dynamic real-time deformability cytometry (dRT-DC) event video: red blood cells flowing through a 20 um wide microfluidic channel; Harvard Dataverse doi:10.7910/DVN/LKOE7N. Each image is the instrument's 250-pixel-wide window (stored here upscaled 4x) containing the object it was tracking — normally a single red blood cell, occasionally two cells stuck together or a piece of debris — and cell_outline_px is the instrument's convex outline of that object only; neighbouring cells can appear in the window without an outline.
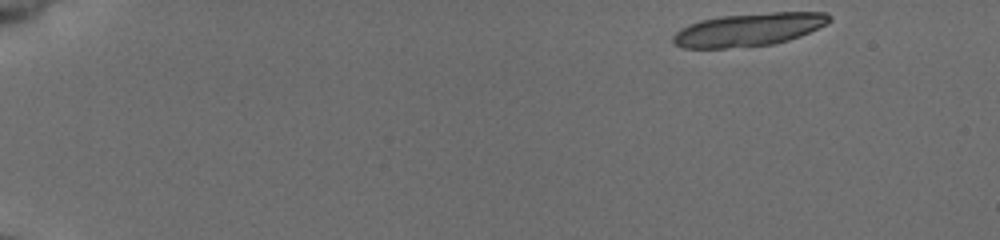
{"species": "common noctule bat (a hibernating species)", "species_latin": "Nyctalus noctula", "temperature_condition": "cold", "stored_images_in_passage": 17, "camera_frame_rate_fps": 3000, "um_per_image_px": 0.085, "animal": {"sex": "female", "body_mass_g": 19.5, "forearm_length_mm": 54.1}, "frame": {"image": 1, "passage_image": 1, "time_ms": 0.0, "image_size_px": [1000, 240], "cell_outline_px": [[832, 20], [828, 24], [800, 36], [788, 40], [772, 44], [724, 48], [684, 48], [672, 44], [672, 36], [676, 32], [700, 20], [720, 16], [772, 12], [828, 12], [832, 16]], "centroid_in_image_um": [63.68, 2.51], "position_along_channel_um": 21.3, "area_um2": 30.06}}